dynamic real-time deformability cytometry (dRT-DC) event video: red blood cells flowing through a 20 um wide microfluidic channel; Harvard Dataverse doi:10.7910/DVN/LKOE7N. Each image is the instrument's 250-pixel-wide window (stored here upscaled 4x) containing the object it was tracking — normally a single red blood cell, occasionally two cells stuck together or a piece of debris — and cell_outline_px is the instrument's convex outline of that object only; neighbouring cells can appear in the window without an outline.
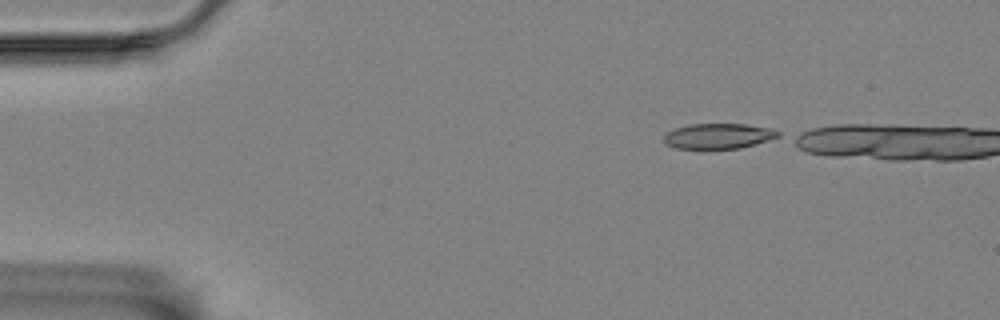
{"species": "Egyptian fruit bat (a non-hibernating species)", "species_latin": "Rousettus aegyptiacus", "temperature_condition": "room temperature", "stored_images_in_passage": 4, "camera_frame_rate_fps": 3000, "um_per_image_px": 0.085, "animal": {"sex": "female"}, "frame": {"image": 1, "passage_image": 1, "time_ms": 0.0, "image_size_px": [1000, 320], "cell_outline_px": [[780, 136], [768, 140], [740, 148], [676, 148], [664, 144], [664, 136], [668, 132], [676, 128], [688, 124], [744, 124], [772, 128], [780, 132]], "centroid_in_image_um": [61.06, 11.55], "position_along_channel_um": 23.9, "area_um2": 16.7}}